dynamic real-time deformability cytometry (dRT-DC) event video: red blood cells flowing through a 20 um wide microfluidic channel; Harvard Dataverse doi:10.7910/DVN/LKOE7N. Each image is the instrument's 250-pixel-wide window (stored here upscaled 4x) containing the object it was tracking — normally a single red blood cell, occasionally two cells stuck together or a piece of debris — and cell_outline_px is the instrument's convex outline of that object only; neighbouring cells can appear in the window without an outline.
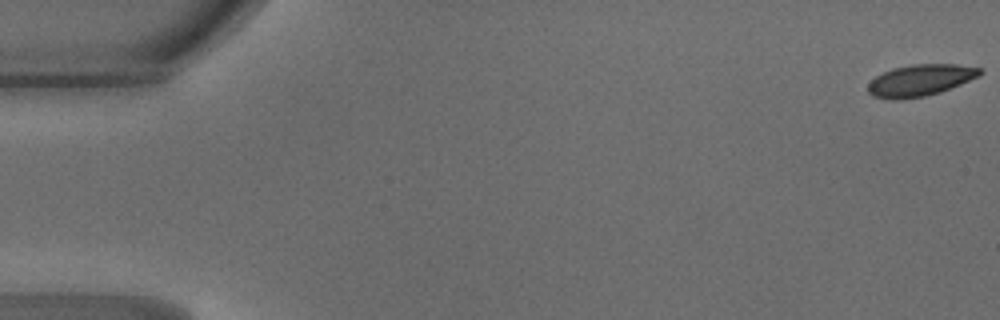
{"species": "common noctule bat (a hibernating species)", "species_latin": "Nyctalus noctula", "temperature_condition": "warm", "stored_images_in_passage": 48, "camera_frame_rate_fps": 3000, "um_per_image_px": 0.085, "animal": {"sex": "male", "body_mass_g": 18.8}, "frame": {"image": 1, "passage_image": 1, "time_ms": 0.0, "image_size_px": [1000, 320], "cell_outline_px": [[984, 72], [980, 76], [940, 92], [924, 96], [900, 100], [892, 100], [872, 96], [868, 92], [868, 84], [876, 76], [892, 68], [912, 64], [956, 64], [980, 68]], "centroid_in_image_um": [78.22, 6.82], "position_along_channel_um": 6.8, "area_um2": 20.63}}
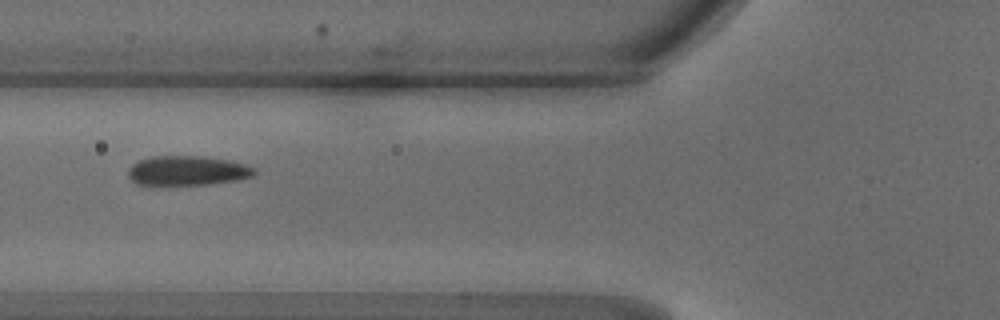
{"frame": {"image": 2, "passage_image": 19, "time_ms": 6.0, "image_size_px": [1000, 320], "cell_outline_px": [[256, 172], [252, 176], [236, 180], [208, 184], [136, 184], [128, 176], [128, 168], [132, 164], [140, 160], [152, 156], [204, 156], [228, 160], [244, 164], [256, 168]], "centroid_in_image_um": [15.93, 14.49], "position_along_channel_um": 109.9, "area_um2": 21.56}}
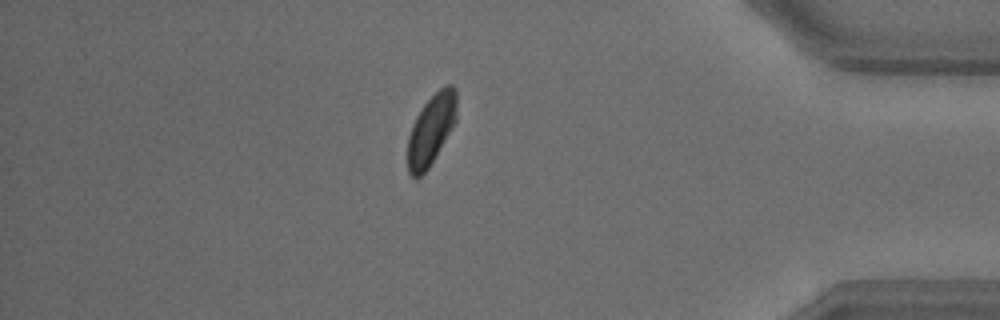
{"frame": {"image": 3, "passage_image": 42, "time_ms": 13.667, "image_size_px": [1000, 320], "cell_outline_px": [[456, 120], [452, 128], [428, 168], [416, 180], [408, 172], [408, 136], [412, 124], [416, 116], [424, 104], [440, 88], [448, 84], [452, 84], [456, 88]], "centroid_in_image_um": [36.64, 11.01], "position_along_channel_um": 398.6, "area_um2": 19.94}, "authors_computed_cell_mechanics": {"area_um2": 21.5883, "velocity_mm_per_s": 4.2029, "shape_relaxation_time_tau1_ms": 3.5129, "shape_relaxation_time_tau2_ms": null, "deformation_change_tau1": 0.0993, "deformation_change_tau2": null}}